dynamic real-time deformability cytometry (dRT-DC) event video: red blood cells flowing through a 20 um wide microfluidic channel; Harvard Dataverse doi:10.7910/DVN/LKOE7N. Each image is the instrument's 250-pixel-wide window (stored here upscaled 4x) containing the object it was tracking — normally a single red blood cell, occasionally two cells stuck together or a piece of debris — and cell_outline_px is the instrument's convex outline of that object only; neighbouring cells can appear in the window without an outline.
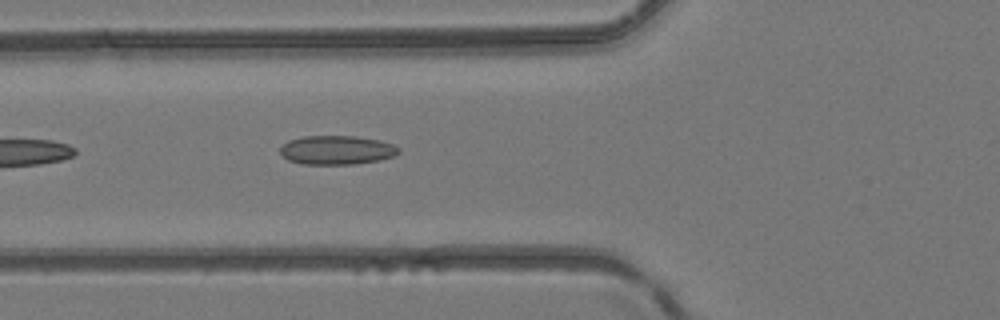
{"species": "common noctule bat (a hibernating species)", "species_latin": "Nyctalus noctula", "temperature_condition": "room temperature", "stored_images_in_passage": 10, "camera_frame_rate_fps": 3000, "um_per_image_px": 0.085, "animal": {"sex": "female", "body_mass_g": 24.6, "forearm_length_mm": 56.2}, "frame": {"image": 1, "passage_image": 4, "time_ms": 1.0, "image_size_px": [1000, 320], "cell_outline_px": [[400, 152], [392, 156], [380, 160], [352, 164], [304, 164], [288, 160], [280, 152], [280, 148], [288, 140], [304, 136], [356, 136], [380, 140], [392, 144], [400, 148]], "centroid_in_image_um": [28.63, 12.75], "position_along_channel_um": 97.2, "area_um2": 19.94}}
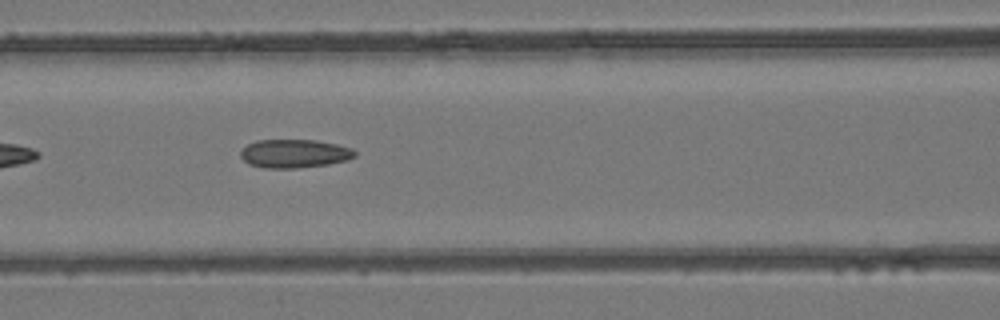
{"frame": {"image": 2, "passage_image": 7, "time_ms": 2.0, "image_size_px": [1000, 320], "cell_outline_px": [[356, 156], [348, 160], [328, 164], [296, 168], [264, 168], [248, 164], [240, 156], [240, 152], [248, 144], [256, 140], [316, 140], [336, 144], [352, 148], [356, 152]], "centroid_in_image_um": [25.03, 13.05], "position_along_channel_um": 141.6, "area_um2": 19.02}}